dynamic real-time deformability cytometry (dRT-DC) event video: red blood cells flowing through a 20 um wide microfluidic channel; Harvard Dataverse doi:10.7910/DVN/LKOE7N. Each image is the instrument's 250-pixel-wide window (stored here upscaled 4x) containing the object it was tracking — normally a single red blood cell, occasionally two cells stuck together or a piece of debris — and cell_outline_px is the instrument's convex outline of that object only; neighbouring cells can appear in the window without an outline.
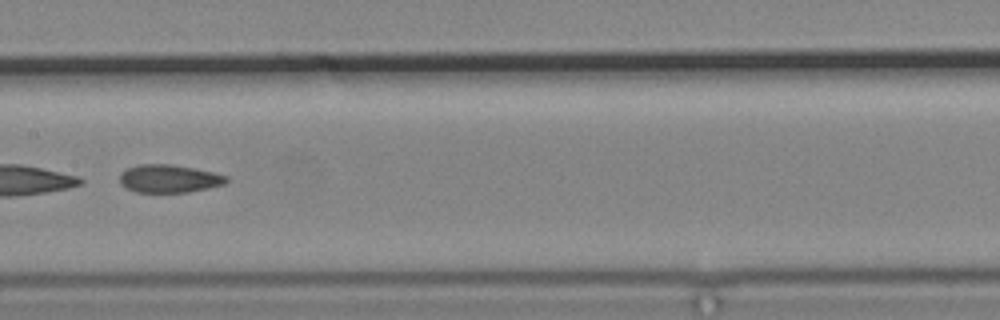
{"species": "common noctule bat (a hibernating species)", "species_latin": "Nyctalus noctula", "temperature_condition": "cold", "stored_images_in_passage": 9, "camera_frame_rate_fps": 3000, "um_per_image_px": 0.085, "animal": {"sex": "male", "body_mass_g": 19.2, "forearm_length_mm": 51.8}, "frame": {"image": 1, "passage_image": 8, "time_ms": 9.0, "image_size_px": [1000, 320], "cell_outline_px": [[228, 180], [224, 184], [208, 188], [188, 192], [136, 192], [120, 184], [120, 172], [136, 164], [172, 164], [216, 172], [228, 176]], "centroid_in_image_um": [14.38, 15.17], "position_along_channel_um": 193.0, "area_um2": 17.51}}